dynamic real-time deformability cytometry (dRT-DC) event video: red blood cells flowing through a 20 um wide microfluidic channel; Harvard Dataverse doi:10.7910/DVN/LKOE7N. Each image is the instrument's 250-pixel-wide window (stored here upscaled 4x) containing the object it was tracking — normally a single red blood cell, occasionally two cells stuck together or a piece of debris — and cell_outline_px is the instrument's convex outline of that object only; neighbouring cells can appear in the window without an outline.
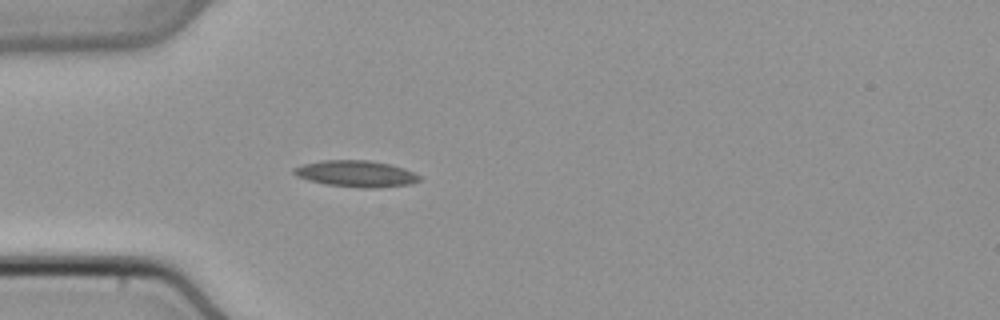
{"species": "common noctule bat (a hibernating species)", "species_latin": "Nyctalus noctula", "temperature_condition": "cold", "stored_images_in_passage": 35, "camera_frame_rate_fps": 3000, "um_per_image_px": 0.085, "animal": {"sex": "male", "body_mass_g": 21.5, "forearm_length_mm": 52.0}, "frame": {"image": 1, "passage_image": 1, "time_ms": 0.0, "image_size_px": [1000, 320], "cell_outline_px": [[420, 180], [408, 184], [372, 188], [360, 188], [328, 184], [308, 180], [296, 176], [292, 172], [292, 168], [304, 164], [324, 160], [368, 160], [392, 164], [404, 168], [420, 176]], "centroid_in_image_um": [30.24, 14.75], "position_along_channel_um": 54.8, "area_um2": 19.19}}
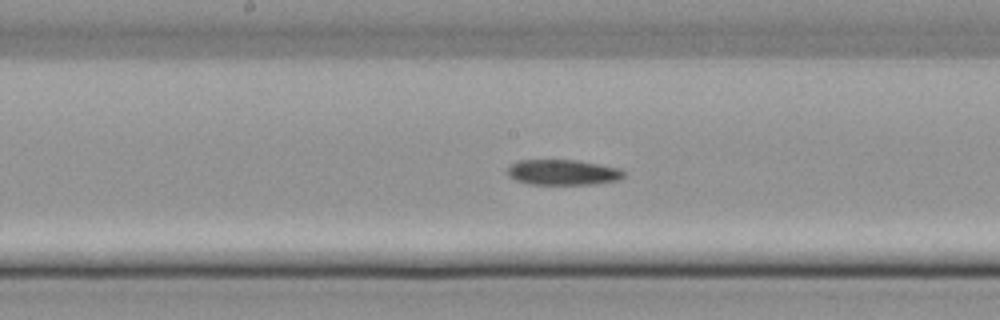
{"frame": {"image": 2, "passage_image": 12, "time_ms": 3.667, "image_size_px": [1000, 320], "cell_outline_px": [[624, 176], [616, 180], [592, 184], [528, 184], [516, 180], [508, 176], [508, 168], [512, 164], [520, 160], [576, 160], [616, 168], [624, 172]], "centroid_in_image_um": [47.78, 14.65], "position_along_channel_um": 200.4, "area_um2": 16.88}}
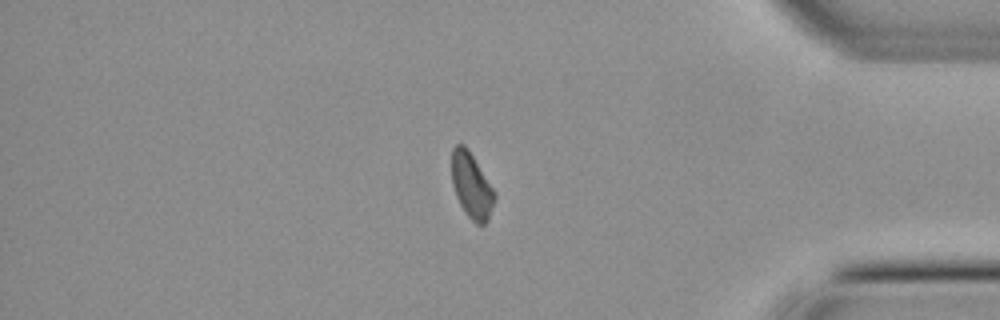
{"frame": {"image": 3, "passage_image": 28, "time_ms": 9.0, "image_size_px": [1000, 320], "cell_outline_px": [[496, 196], [488, 220], [484, 224], [476, 224], [464, 212], [456, 196], [452, 184], [452, 148], [456, 144], [464, 144], [468, 148], [496, 192]], "centroid_in_image_um": [40.08, 15.77], "position_along_channel_um": 395.1, "area_um2": 16.42}}